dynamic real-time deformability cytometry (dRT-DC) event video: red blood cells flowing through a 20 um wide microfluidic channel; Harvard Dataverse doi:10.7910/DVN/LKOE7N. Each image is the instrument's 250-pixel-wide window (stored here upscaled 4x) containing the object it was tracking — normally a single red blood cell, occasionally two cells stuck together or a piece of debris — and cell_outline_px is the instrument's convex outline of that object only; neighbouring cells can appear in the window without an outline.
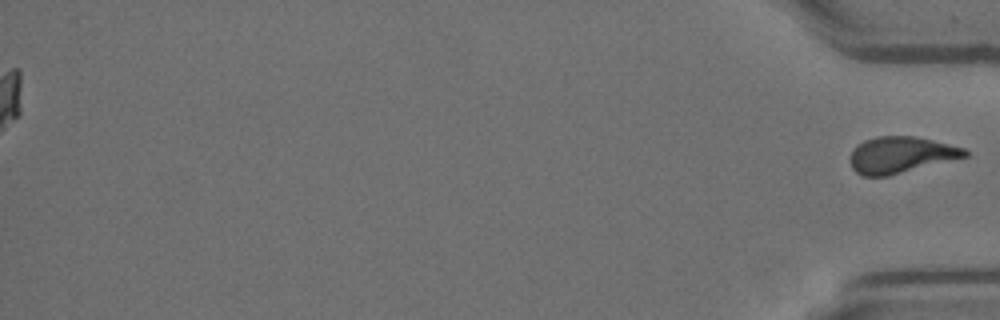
{"species": "Egyptian fruit bat (a non-hibernating species)", "species_latin": "Rousettus aegyptiacus", "temperature_condition": "room temperature", "stored_images_in_passage": 51, "segment_of_instrument_passage": [2, 2], "camera_frame_rate_fps": 3000, "um_per_image_px": 0.085, "animal": {"sex": "female"}, "frame": {"image": 1, "passage_image": 51, "time_ms": 16.667, "image_size_px": [1000, 320], "cell_outline_px": [[968, 156], [888, 176], [864, 176], [856, 172], [852, 168], [848, 160], [852, 152], [864, 140], [876, 136], [916, 136], [964, 148], [968, 152]], "centroid_in_image_um": [76.55, 13.17], "position_along_channel_um": 358.7, "area_um2": 24.16}}